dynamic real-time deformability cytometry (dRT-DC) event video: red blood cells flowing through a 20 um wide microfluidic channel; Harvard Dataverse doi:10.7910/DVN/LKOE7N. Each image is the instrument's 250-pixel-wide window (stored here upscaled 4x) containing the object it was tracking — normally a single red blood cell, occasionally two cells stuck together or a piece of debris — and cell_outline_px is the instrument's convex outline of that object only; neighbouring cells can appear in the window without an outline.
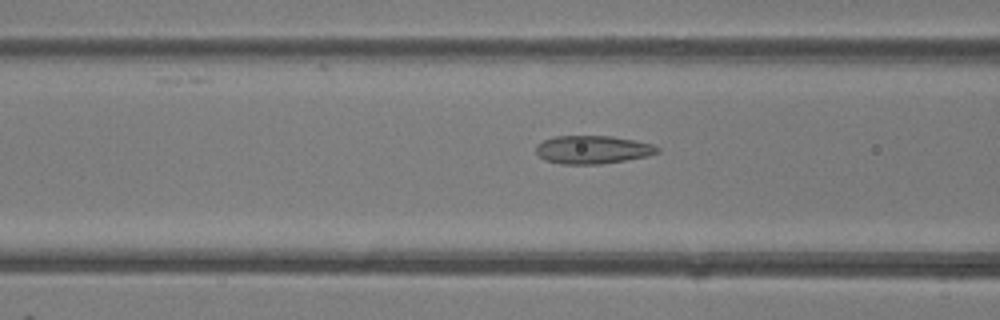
{"species": "common noctule bat (a hibernating species)", "species_latin": "Nyctalus noctula", "temperature_condition": "room temperature", "stored_images_in_passage": 35, "camera_frame_rate_fps": 3000, "um_per_image_px": 0.085, "animal": {"sex": "female"}, "frame": {"image": 1, "passage_image": 6, "time_ms": 1.667, "image_size_px": [1000, 320], "cell_outline_px": [[660, 152], [648, 156], [600, 164], [560, 164], [544, 160], [536, 152], [536, 144], [544, 140], [556, 136], [612, 136], [652, 144], [660, 148]], "centroid_in_image_um": [50.36, 12.72], "position_along_channel_um": 116.2, "area_um2": 19.88}}
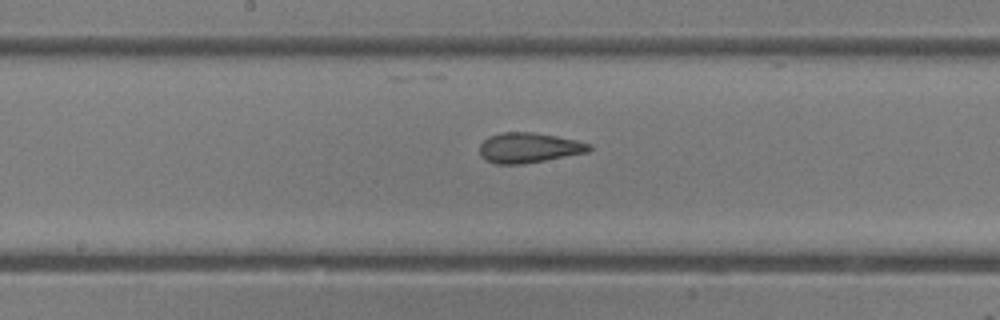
{"frame": {"image": 2, "passage_image": 12, "time_ms": 3.667, "image_size_px": [1000, 320], "cell_outline_px": [[592, 148], [588, 152], [544, 160], [520, 164], [496, 164], [484, 160], [480, 156], [480, 144], [488, 136], [500, 132], [532, 132], [556, 136], [576, 140], [592, 144]], "centroid_in_image_um": [44.92, 12.55], "position_along_channel_um": 203.3, "area_um2": 19.25}}
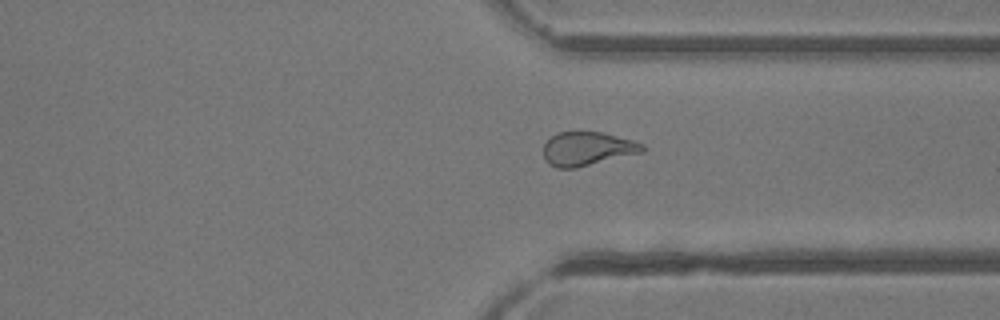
{"frame": {"image": 3, "passage_image": 23, "time_ms": 7.333, "image_size_px": [1000, 320], "cell_outline_px": [[648, 148], [644, 152], [576, 168], [556, 168], [548, 164], [544, 160], [544, 144], [556, 132], [600, 132], [632, 140], [644, 144]], "centroid_in_image_um": [49.93, 12.66], "position_along_channel_um": 361.5, "area_um2": 19.59}, "authors_computed_cell_mechanics": {"area_um2": 19.8254, "velocity_mm_per_s": 4.326, "shape_relaxation_time_tau1_ms": 7.3676, "shape_relaxation_time_tau2_ms": 1.4149, "deformation_change_tau1": 0.1687, "deformation_change_tau2": 0.0793}}